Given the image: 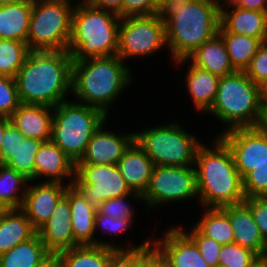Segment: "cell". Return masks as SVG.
<instances>
[{
	"label": "cell",
	"mask_w": 267,
	"mask_h": 267,
	"mask_svg": "<svg viewBox=\"0 0 267 267\" xmlns=\"http://www.w3.org/2000/svg\"><path fill=\"white\" fill-rule=\"evenodd\" d=\"M221 0H163L158 16L165 23L166 46L175 60L187 58L214 37L220 26Z\"/></svg>",
	"instance_id": "cell-1"
},
{
	"label": "cell",
	"mask_w": 267,
	"mask_h": 267,
	"mask_svg": "<svg viewBox=\"0 0 267 267\" xmlns=\"http://www.w3.org/2000/svg\"><path fill=\"white\" fill-rule=\"evenodd\" d=\"M132 224V221L130 219H116L112 218L110 216L101 214L98 210L96 211L95 215V222H94V227L95 231L97 227L102 228V233H120L123 230H128V227Z\"/></svg>",
	"instance_id": "cell-45"
},
{
	"label": "cell",
	"mask_w": 267,
	"mask_h": 267,
	"mask_svg": "<svg viewBox=\"0 0 267 267\" xmlns=\"http://www.w3.org/2000/svg\"><path fill=\"white\" fill-rule=\"evenodd\" d=\"M48 252L40 236L36 234L30 240L0 254V267H36Z\"/></svg>",
	"instance_id": "cell-30"
},
{
	"label": "cell",
	"mask_w": 267,
	"mask_h": 267,
	"mask_svg": "<svg viewBox=\"0 0 267 267\" xmlns=\"http://www.w3.org/2000/svg\"><path fill=\"white\" fill-rule=\"evenodd\" d=\"M72 58L65 51H30L15 75L21 103L50 107L72 93Z\"/></svg>",
	"instance_id": "cell-2"
},
{
	"label": "cell",
	"mask_w": 267,
	"mask_h": 267,
	"mask_svg": "<svg viewBox=\"0 0 267 267\" xmlns=\"http://www.w3.org/2000/svg\"><path fill=\"white\" fill-rule=\"evenodd\" d=\"M262 127L267 131V111L264 113Z\"/></svg>",
	"instance_id": "cell-56"
},
{
	"label": "cell",
	"mask_w": 267,
	"mask_h": 267,
	"mask_svg": "<svg viewBox=\"0 0 267 267\" xmlns=\"http://www.w3.org/2000/svg\"><path fill=\"white\" fill-rule=\"evenodd\" d=\"M11 122L10 117L0 115V148L6 126Z\"/></svg>",
	"instance_id": "cell-51"
},
{
	"label": "cell",
	"mask_w": 267,
	"mask_h": 267,
	"mask_svg": "<svg viewBox=\"0 0 267 267\" xmlns=\"http://www.w3.org/2000/svg\"><path fill=\"white\" fill-rule=\"evenodd\" d=\"M218 33L222 36L230 61L237 71H244L251 63L258 48L263 43L259 38L226 32L219 26Z\"/></svg>",
	"instance_id": "cell-28"
},
{
	"label": "cell",
	"mask_w": 267,
	"mask_h": 267,
	"mask_svg": "<svg viewBox=\"0 0 267 267\" xmlns=\"http://www.w3.org/2000/svg\"><path fill=\"white\" fill-rule=\"evenodd\" d=\"M30 182L15 169L7 165H0V201L10 208H21L23 206L26 188L22 189L20 195L18 191L23 185ZM22 185V187H20ZM18 192V193H17Z\"/></svg>",
	"instance_id": "cell-32"
},
{
	"label": "cell",
	"mask_w": 267,
	"mask_h": 267,
	"mask_svg": "<svg viewBox=\"0 0 267 267\" xmlns=\"http://www.w3.org/2000/svg\"><path fill=\"white\" fill-rule=\"evenodd\" d=\"M9 208L0 201V218Z\"/></svg>",
	"instance_id": "cell-54"
},
{
	"label": "cell",
	"mask_w": 267,
	"mask_h": 267,
	"mask_svg": "<svg viewBox=\"0 0 267 267\" xmlns=\"http://www.w3.org/2000/svg\"><path fill=\"white\" fill-rule=\"evenodd\" d=\"M134 197V199L138 198L142 200V195L133 192L132 195H124L120 197H116L113 199H108L104 201L97 207V210L104 215L110 216L112 218H122V219H130L133 222L132 217L134 216V210L131 208L130 204L127 203L128 197Z\"/></svg>",
	"instance_id": "cell-38"
},
{
	"label": "cell",
	"mask_w": 267,
	"mask_h": 267,
	"mask_svg": "<svg viewBox=\"0 0 267 267\" xmlns=\"http://www.w3.org/2000/svg\"><path fill=\"white\" fill-rule=\"evenodd\" d=\"M189 67L185 81L188 94L191 96L196 110L206 114L216 98L220 77L200 69L192 63Z\"/></svg>",
	"instance_id": "cell-27"
},
{
	"label": "cell",
	"mask_w": 267,
	"mask_h": 267,
	"mask_svg": "<svg viewBox=\"0 0 267 267\" xmlns=\"http://www.w3.org/2000/svg\"><path fill=\"white\" fill-rule=\"evenodd\" d=\"M198 197L195 166H155L142 200L147 209Z\"/></svg>",
	"instance_id": "cell-12"
},
{
	"label": "cell",
	"mask_w": 267,
	"mask_h": 267,
	"mask_svg": "<svg viewBox=\"0 0 267 267\" xmlns=\"http://www.w3.org/2000/svg\"><path fill=\"white\" fill-rule=\"evenodd\" d=\"M72 62L71 94L108 117L113 101L131 83V70L118 55Z\"/></svg>",
	"instance_id": "cell-4"
},
{
	"label": "cell",
	"mask_w": 267,
	"mask_h": 267,
	"mask_svg": "<svg viewBox=\"0 0 267 267\" xmlns=\"http://www.w3.org/2000/svg\"><path fill=\"white\" fill-rule=\"evenodd\" d=\"M213 267H226V266H224V265H222V264H217V265H215V266H213Z\"/></svg>",
	"instance_id": "cell-58"
},
{
	"label": "cell",
	"mask_w": 267,
	"mask_h": 267,
	"mask_svg": "<svg viewBox=\"0 0 267 267\" xmlns=\"http://www.w3.org/2000/svg\"><path fill=\"white\" fill-rule=\"evenodd\" d=\"M246 198L267 197V160H263L243 178Z\"/></svg>",
	"instance_id": "cell-36"
},
{
	"label": "cell",
	"mask_w": 267,
	"mask_h": 267,
	"mask_svg": "<svg viewBox=\"0 0 267 267\" xmlns=\"http://www.w3.org/2000/svg\"><path fill=\"white\" fill-rule=\"evenodd\" d=\"M107 116L98 108L63 101L53 108L51 140L76 164Z\"/></svg>",
	"instance_id": "cell-7"
},
{
	"label": "cell",
	"mask_w": 267,
	"mask_h": 267,
	"mask_svg": "<svg viewBox=\"0 0 267 267\" xmlns=\"http://www.w3.org/2000/svg\"><path fill=\"white\" fill-rule=\"evenodd\" d=\"M232 3L244 9L267 12V0H233Z\"/></svg>",
	"instance_id": "cell-48"
},
{
	"label": "cell",
	"mask_w": 267,
	"mask_h": 267,
	"mask_svg": "<svg viewBox=\"0 0 267 267\" xmlns=\"http://www.w3.org/2000/svg\"><path fill=\"white\" fill-rule=\"evenodd\" d=\"M37 234L21 208H10L0 218V254L26 242Z\"/></svg>",
	"instance_id": "cell-26"
},
{
	"label": "cell",
	"mask_w": 267,
	"mask_h": 267,
	"mask_svg": "<svg viewBox=\"0 0 267 267\" xmlns=\"http://www.w3.org/2000/svg\"><path fill=\"white\" fill-rule=\"evenodd\" d=\"M250 267H267V265L261 258H259Z\"/></svg>",
	"instance_id": "cell-52"
},
{
	"label": "cell",
	"mask_w": 267,
	"mask_h": 267,
	"mask_svg": "<svg viewBox=\"0 0 267 267\" xmlns=\"http://www.w3.org/2000/svg\"><path fill=\"white\" fill-rule=\"evenodd\" d=\"M203 215L194 225L203 235L212 238L221 245L234 243L228 215L221 208L204 209Z\"/></svg>",
	"instance_id": "cell-31"
},
{
	"label": "cell",
	"mask_w": 267,
	"mask_h": 267,
	"mask_svg": "<svg viewBox=\"0 0 267 267\" xmlns=\"http://www.w3.org/2000/svg\"><path fill=\"white\" fill-rule=\"evenodd\" d=\"M191 228L187 235L195 242L205 262L211 267L219 264V252L222 245L203 235L194 225Z\"/></svg>",
	"instance_id": "cell-39"
},
{
	"label": "cell",
	"mask_w": 267,
	"mask_h": 267,
	"mask_svg": "<svg viewBox=\"0 0 267 267\" xmlns=\"http://www.w3.org/2000/svg\"><path fill=\"white\" fill-rule=\"evenodd\" d=\"M70 203L71 226L75 239V246L79 245H100L113 249H129V247H120L111 242L98 241L94 239L95 233V215L97 208L88 204L84 198L70 185L64 195Z\"/></svg>",
	"instance_id": "cell-17"
},
{
	"label": "cell",
	"mask_w": 267,
	"mask_h": 267,
	"mask_svg": "<svg viewBox=\"0 0 267 267\" xmlns=\"http://www.w3.org/2000/svg\"><path fill=\"white\" fill-rule=\"evenodd\" d=\"M120 16L76 2L67 51L72 61L117 55Z\"/></svg>",
	"instance_id": "cell-5"
},
{
	"label": "cell",
	"mask_w": 267,
	"mask_h": 267,
	"mask_svg": "<svg viewBox=\"0 0 267 267\" xmlns=\"http://www.w3.org/2000/svg\"><path fill=\"white\" fill-rule=\"evenodd\" d=\"M36 267H63V261L60 252L49 251L39 261Z\"/></svg>",
	"instance_id": "cell-49"
},
{
	"label": "cell",
	"mask_w": 267,
	"mask_h": 267,
	"mask_svg": "<svg viewBox=\"0 0 267 267\" xmlns=\"http://www.w3.org/2000/svg\"><path fill=\"white\" fill-rule=\"evenodd\" d=\"M71 186L95 208L108 199L133 193L117 164H75Z\"/></svg>",
	"instance_id": "cell-11"
},
{
	"label": "cell",
	"mask_w": 267,
	"mask_h": 267,
	"mask_svg": "<svg viewBox=\"0 0 267 267\" xmlns=\"http://www.w3.org/2000/svg\"><path fill=\"white\" fill-rule=\"evenodd\" d=\"M30 51L25 42L0 39V74L15 77Z\"/></svg>",
	"instance_id": "cell-33"
},
{
	"label": "cell",
	"mask_w": 267,
	"mask_h": 267,
	"mask_svg": "<svg viewBox=\"0 0 267 267\" xmlns=\"http://www.w3.org/2000/svg\"><path fill=\"white\" fill-rule=\"evenodd\" d=\"M213 148L201 144L196 152L197 192L204 208H221L243 203V179L229 147L217 136Z\"/></svg>",
	"instance_id": "cell-3"
},
{
	"label": "cell",
	"mask_w": 267,
	"mask_h": 267,
	"mask_svg": "<svg viewBox=\"0 0 267 267\" xmlns=\"http://www.w3.org/2000/svg\"><path fill=\"white\" fill-rule=\"evenodd\" d=\"M219 135L229 147L242 178L263 160H267V131L262 126L235 128Z\"/></svg>",
	"instance_id": "cell-13"
},
{
	"label": "cell",
	"mask_w": 267,
	"mask_h": 267,
	"mask_svg": "<svg viewBox=\"0 0 267 267\" xmlns=\"http://www.w3.org/2000/svg\"><path fill=\"white\" fill-rule=\"evenodd\" d=\"M135 141L155 166H194L202 144L175 122L135 132Z\"/></svg>",
	"instance_id": "cell-9"
},
{
	"label": "cell",
	"mask_w": 267,
	"mask_h": 267,
	"mask_svg": "<svg viewBox=\"0 0 267 267\" xmlns=\"http://www.w3.org/2000/svg\"><path fill=\"white\" fill-rule=\"evenodd\" d=\"M151 242L148 238L142 244L130 249L111 248L109 267H135V249L147 246Z\"/></svg>",
	"instance_id": "cell-46"
},
{
	"label": "cell",
	"mask_w": 267,
	"mask_h": 267,
	"mask_svg": "<svg viewBox=\"0 0 267 267\" xmlns=\"http://www.w3.org/2000/svg\"><path fill=\"white\" fill-rule=\"evenodd\" d=\"M41 176L49 177V182H63L64 177L75 176V163L52 141L42 142L35 155L34 180Z\"/></svg>",
	"instance_id": "cell-21"
},
{
	"label": "cell",
	"mask_w": 267,
	"mask_h": 267,
	"mask_svg": "<svg viewBox=\"0 0 267 267\" xmlns=\"http://www.w3.org/2000/svg\"><path fill=\"white\" fill-rule=\"evenodd\" d=\"M208 113L228 125L224 132L235 128L262 126L264 110L260 86L245 71L220 77L216 98Z\"/></svg>",
	"instance_id": "cell-6"
},
{
	"label": "cell",
	"mask_w": 267,
	"mask_h": 267,
	"mask_svg": "<svg viewBox=\"0 0 267 267\" xmlns=\"http://www.w3.org/2000/svg\"><path fill=\"white\" fill-rule=\"evenodd\" d=\"M104 123L94 132L85 154L76 164H117L125 151L135 141V132L118 135L103 130Z\"/></svg>",
	"instance_id": "cell-16"
},
{
	"label": "cell",
	"mask_w": 267,
	"mask_h": 267,
	"mask_svg": "<svg viewBox=\"0 0 267 267\" xmlns=\"http://www.w3.org/2000/svg\"><path fill=\"white\" fill-rule=\"evenodd\" d=\"M164 265L162 254L152 242L135 249V267H163Z\"/></svg>",
	"instance_id": "cell-44"
},
{
	"label": "cell",
	"mask_w": 267,
	"mask_h": 267,
	"mask_svg": "<svg viewBox=\"0 0 267 267\" xmlns=\"http://www.w3.org/2000/svg\"><path fill=\"white\" fill-rule=\"evenodd\" d=\"M117 166L130 189L143 195L149 186L155 164L136 141L125 151Z\"/></svg>",
	"instance_id": "cell-24"
},
{
	"label": "cell",
	"mask_w": 267,
	"mask_h": 267,
	"mask_svg": "<svg viewBox=\"0 0 267 267\" xmlns=\"http://www.w3.org/2000/svg\"><path fill=\"white\" fill-rule=\"evenodd\" d=\"M260 257L252 250L232 243L222 245L219 264L226 267H250Z\"/></svg>",
	"instance_id": "cell-35"
},
{
	"label": "cell",
	"mask_w": 267,
	"mask_h": 267,
	"mask_svg": "<svg viewBox=\"0 0 267 267\" xmlns=\"http://www.w3.org/2000/svg\"><path fill=\"white\" fill-rule=\"evenodd\" d=\"M190 59L191 63L196 67L209 71L219 77L237 71L230 61L226 44L219 33L204 42L187 58L175 60V63L185 64V61Z\"/></svg>",
	"instance_id": "cell-22"
},
{
	"label": "cell",
	"mask_w": 267,
	"mask_h": 267,
	"mask_svg": "<svg viewBox=\"0 0 267 267\" xmlns=\"http://www.w3.org/2000/svg\"><path fill=\"white\" fill-rule=\"evenodd\" d=\"M261 104L264 113L267 111V80L260 85Z\"/></svg>",
	"instance_id": "cell-50"
},
{
	"label": "cell",
	"mask_w": 267,
	"mask_h": 267,
	"mask_svg": "<svg viewBox=\"0 0 267 267\" xmlns=\"http://www.w3.org/2000/svg\"><path fill=\"white\" fill-rule=\"evenodd\" d=\"M20 104L15 78L0 74V115L10 117Z\"/></svg>",
	"instance_id": "cell-37"
},
{
	"label": "cell",
	"mask_w": 267,
	"mask_h": 267,
	"mask_svg": "<svg viewBox=\"0 0 267 267\" xmlns=\"http://www.w3.org/2000/svg\"><path fill=\"white\" fill-rule=\"evenodd\" d=\"M229 6H233L232 11L225 10V4L220 6V26L226 32L267 41V12L244 9L232 2Z\"/></svg>",
	"instance_id": "cell-19"
},
{
	"label": "cell",
	"mask_w": 267,
	"mask_h": 267,
	"mask_svg": "<svg viewBox=\"0 0 267 267\" xmlns=\"http://www.w3.org/2000/svg\"><path fill=\"white\" fill-rule=\"evenodd\" d=\"M63 267H109L111 248L79 245L60 251Z\"/></svg>",
	"instance_id": "cell-29"
},
{
	"label": "cell",
	"mask_w": 267,
	"mask_h": 267,
	"mask_svg": "<svg viewBox=\"0 0 267 267\" xmlns=\"http://www.w3.org/2000/svg\"><path fill=\"white\" fill-rule=\"evenodd\" d=\"M71 1L33 0L27 37V44L31 51H65L68 49L72 13L75 7Z\"/></svg>",
	"instance_id": "cell-8"
},
{
	"label": "cell",
	"mask_w": 267,
	"mask_h": 267,
	"mask_svg": "<svg viewBox=\"0 0 267 267\" xmlns=\"http://www.w3.org/2000/svg\"><path fill=\"white\" fill-rule=\"evenodd\" d=\"M23 138L22 133L12 122L6 126L1 141L0 165H6L15 156L19 143L23 141Z\"/></svg>",
	"instance_id": "cell-40"
},
{
	"label": "cell",
	"mask_w": 267,
	"mask_h": 267,
	"mask_svg": "<svg viewBox=\"0 0 267 267\" xmlns=\"http://www.w3.org/2000/svg\"><path fill=\"white\" fill-rule=\"evenodd\" d=\"M151 242L162 254L167 267H211L203 259L195 242L179 227L166 230L161 239Z\"/></svg>",
	"instance_id": "cell-14"
},
{
	"label": "cell",
	"mask_w": 267,
	"mask_h": 267,
	"mask_svg": "<svg viewBox=\"0 0 267 267\" xmlns=\"http://www.w3.org/2000/svg\"><path fill=\"white\" fill-rule=\"evenodd\" d=\"M158 0H123L122 18L127 16H150L158 14Z\"/></svg>",
	"instance_id": "cell-42"
},
{
	"label": "cell",
	"mask_w": 267,
	"mask_h": 267,
	"mask_svg": "<svg viewBox=\"0 0 267 267\" xmlns=\"http://www.w3.org/2000/svg\"><path fill=\"white\" fill-rule=\"evenodd\" d=\"M71 185L61 182L43 181L33 186L26 187L23 206L32 226L38 230L52 215L58 201L65 195Z\"/></svg>",
	"instance_id": "cell-15"
},
{
	"label": "cell",
	"mask_w": 267,
	"mask_h": 267,
	"mask_svg": "<svg viewBox=\"0 0 267 267\" xmlns=\"http://www.w3.org/2000/svg\"><path fill=\"white\" fill-rule=\"evenodd\" d=\"M244 203L251 210L262 238L267 245V197L245 198Z\"/></svg>",
	"instance_id": "cell-43"
},
{
	"label": "cell",
	"mask_w": 267,
	"mask_h": 267,
	"mask_svg": "<svg viewBox=\"0 0 267 267\" xmlns=\"http://www.w3.org/2000/svg\"><path fill=\"white\" fill-rule=\"evenodd\" d=\"M95 8L103 9L115 13L122 18L123 0H82Z\"/></svg>",
	"instance_id": "cell-47"
},
{
	"label": "cell",
	"mask_w": 267,
	"mask_h": 267,
	"mask_svg": "<svg viewBox=\"0 0 267 267\" xmlns=\"http://www.w3.org/2000/svg\"><path fill=\"white\" fill-rule=\"evenodd\" d=\"M118 38L117 55L123 61L153 55L167 45L165 23L158 14L121 18Z\"/></svg>",
	"instance_id": "cell-10"
},
{
	"label": "cell",
	"mask_w": 267,
	"mask_h": 267,
	"mask_svg": "<svg viewBox=\"0 0 267 267\" xmlns=\"http://www.w3.org/2000/svg\"><path fill=\"white\" fill-rule=\"evenodd\" d=\"M42 141L23 138L19 143L15 156L6 164L9 168L15 169L31 183L34 181V161Z\"/></svg>",
	"instance_id": "cell-34"
},
{
	"label": "cell",
	"mask_w": 267,
	"mask_h": 267,
	"mask_svg": "<svg viewBox=\"0 0 267 267\" xmlns=\"http://www.w3.org/2000/svg\"><path fill=\"white\" fill-rule=\"evenodd\" d=\"M244 71L258 86L267 80V41L260 45L250 65Z\"/></svg>",
	"instance_id": "cell-41"
},
{
	"label": "cell",
	"mask_w": 267,
	"mask_h": 267,
	"mask_svg": "<svg viewBox=\"0 0 267 267\" xmlns=\"http://www.w3.org/2000/svg\"><path fill=\"white\" fill-rule=\"evenodd\" d=\"M33 0L0 6V39L27 43Z\"/></svg>",
	"instance_id": "cell-25"
},
{
	"label": "cell",
	"mask_w": 267,
	"mask_h": 267,
	"mask_svg": "<svg viewBox=\"0 0 267 267\" xmlns=\"http://www.w3.org/2000/svg\"><path fill=\"white\" fill-rule=\"evenodd\" d=\"M221 209L229 217L234 232V243L252 250L261 257L266 244L249 207L243 202L237 205L224 206Z\"/></svg>",
	"instance_id": "cell-23"
},
{
	"label": "cell",
	"mask_w": 267,
	"mask_h": 267,
	"mask_svg": "<svg viewBox=\"0 0 267 267\" xmlns=\"http://www.w3.org/2000/svg\"><path fill=\"white\" fill-rule=\"evenodd\" d=\"M265 263H266V265H267V245H266V247H265V249H264V252H263V254H262V256L260 257Z\"/></svg>",
	"instance_id": "cell-55"
},
{
	"label": "cell",
	"mask_w": 267,
	"mask_h": 267,
	"mask_svg": "<svg viewBox=\"0 0 267 267\" xmlns=\"http://www.w3.org/2000/svg\"><path fill=\"white\" fill-rule=\"evenodd\" d=\"M37 234L48 251L60 252L75 247L70 203L65 196L58 201L52 215L37 230Z\"/></svg>",
	"instance_id": "cell-18"
},
{
	"label": "cell",
	"mask_w": 267,
	"mask_h": 267,
	"mask_svg": "<svg viewBox=\"0 0 267 267\" xmlns=\"http://www.w3.org/2000/svg\"><path fill=\"white\" fill-rule=\"evenodd\" d=\"M233 0H223V3L221 4H228L229 2H232Z\"/></svg>",
	"instance_id": "cell-57"
},
{
	"label": "cell",
	"mask_w": 267,
	"mask_h": 267,
	"mask_svg": "<svg viewBox=\"0 0 267 267\" xmlns=\"http://www.w3.org/2000/svg\"><path fill=\"white\" fill-rule=\"evenodd\" d=\"M22 0H0V6L16 3Z\"/></svg>",
	"instance_id": "cell-53"
},
{
	"label": "cell",
	"mask_w": 267,
	"mask_h": 267,
	"mask_svg": "<svg viewBox=\"0 0 267 267\" xmlns=\"http://www.w3.org/2000/svg\"><path fill=\"white\" fill-rule=\"evenodd\" d=\"M52 112L50 106L21 103L10 120L25 138L45 142L51 140Z\"/></svg>",
	"instance_id": "cell-20"
}]
</instances>
